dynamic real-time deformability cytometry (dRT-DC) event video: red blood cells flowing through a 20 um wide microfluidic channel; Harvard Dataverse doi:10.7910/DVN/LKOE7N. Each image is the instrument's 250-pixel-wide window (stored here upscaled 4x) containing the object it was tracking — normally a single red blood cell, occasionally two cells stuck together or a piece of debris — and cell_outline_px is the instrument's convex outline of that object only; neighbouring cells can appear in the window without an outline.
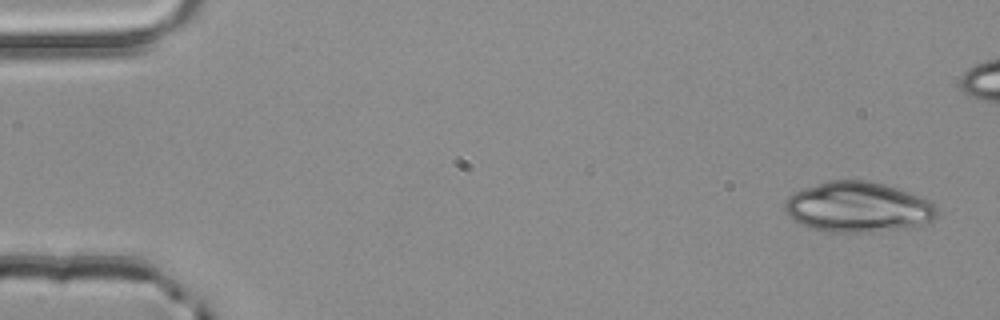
{"species": "common noctule bat (a hibernating species)", "species_latin": "Nyctalus noctula", "temperature_condition": "room temperature", "stored_images_in_passage": 4, "camera_frame_rate_fps": 3000, "um_per_image_px": 0.085, "animal": {"sex": "male", "body_mass_g": 20.4}, "frame": {"image": 1, "passage_image": 1, "time_ms": 0.0, "image_size_px": [1000, 320], "cell_outline_px": [[936, 220], [924, 224], [876, 232], [836, 232], [812, 228], [792, 220], [784, 212], [784, 200], [792, 192], [828, 180], [868, 180], [884, 184], [908, 192], [928, 200], [936, 208]], "centroid_in_image_um": [72.88, 17.6], "position_along_channel_um": 12.1, "area_um2": 44.62}}